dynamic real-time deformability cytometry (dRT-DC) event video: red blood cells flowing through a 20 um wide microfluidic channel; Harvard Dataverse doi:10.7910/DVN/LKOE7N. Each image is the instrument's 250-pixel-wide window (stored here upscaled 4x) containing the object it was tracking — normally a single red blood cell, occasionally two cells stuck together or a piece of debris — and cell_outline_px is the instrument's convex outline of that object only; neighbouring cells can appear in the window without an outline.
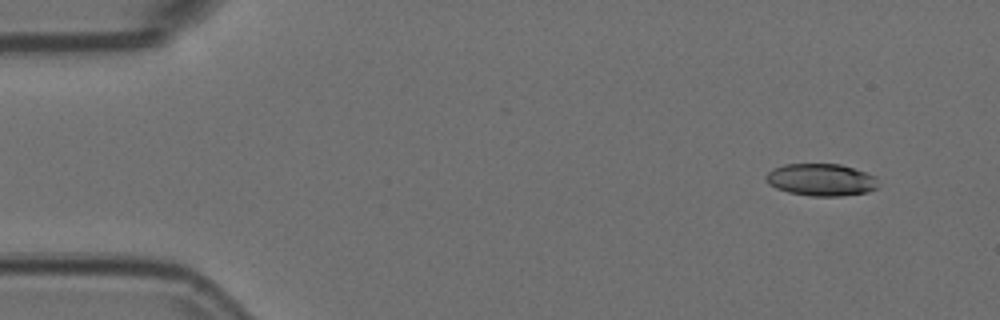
{"species": "Egyptian fruit bat (a non-hibernating species)", "species_latin": "Rousettus aegyptiacus", "temperature_condition": "room temperature", "stored_images_in_passage": 54, "camera_frame_rate_fps": 3000, "um_per_image_px": 0.085, "animal": {"sex": "female"}, "frame": {"image": 1, "passage_image": 4, "time_ms": 1.0, "image_size_px": [1000, 320], "cell_outline_px": [[876, 188], [868, 192], [840, 196], [812, 196], [788, 192], [776, 188], [768, 184], [764, 176], [772, 168], [784, 164], [840, 164], [864, 172], [872, 176], [876, 184]], "centroid_in_image_um": [69.71, 15.28], "position_along_channel_um": 15.3, "area_um2": 20.87}}
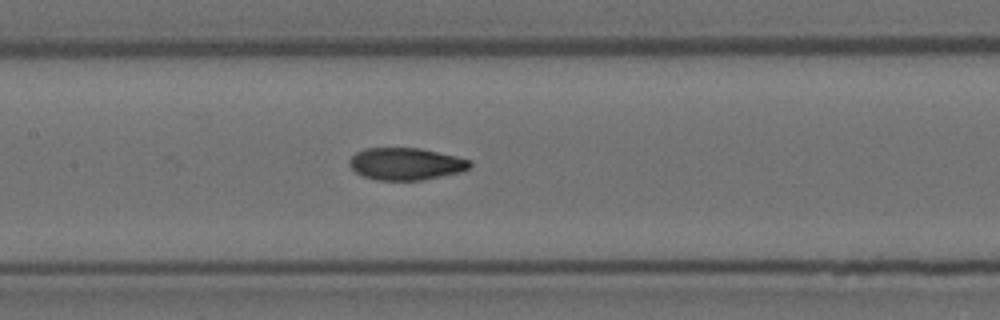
{"frame": {"image": 2, "passage_image": 25, "time_ms": 8.0, "image_size_px": [1000, 320], "cell_outline_px": [[472, 164], [464, 172], [424, 180], [376, 180], [360, 176], [348, 164], [348, 160], [356, 152], [364, 148], [420, 148], [456, 156], [472, 160]], "centroid_in_image_um": [34.51, 13.94], "position_along_channel_um": 172.9, "area_um2": 22.95}}
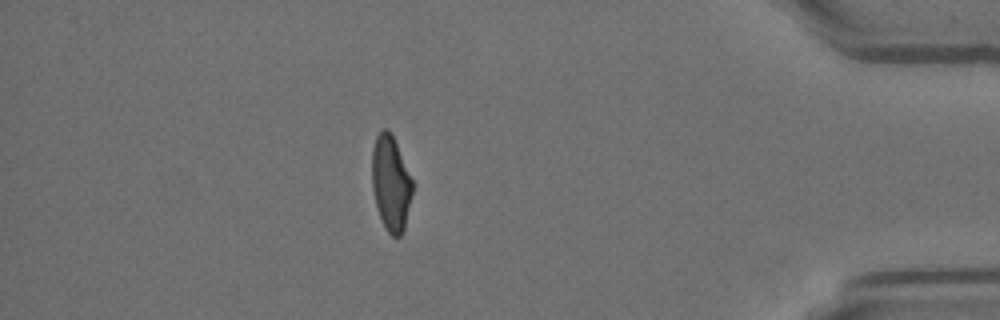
{"frame": {"image": 3, "passage_image": 47, "time_ms": 15.333, "image_size_px": [1000, 320], "cell_outline_px": [[412, 192], [404, 228], [400, 236], [392, 236], [384, 228], [376, 204], [372, 188], [372, 148], [376, 136], [380, 128], [388, 128], [396, 144], [412, 180]], "centroid_in_image_um": [33.19, 15.55], "position_along_channel_um": 402.0, "area_um2": 22.14}, "authors_computed_cell_mechanics": {"area_um2": 22.8888, "velocity_mm_per_s": 3.7402, "shape_relaxation_time_tau1_ms": 8.928, "shape_relaxation_time_tau2_ms": 2.0196, "deformation_change_tau1": 0.258, "deformation_change_tau2": 0.0795}}